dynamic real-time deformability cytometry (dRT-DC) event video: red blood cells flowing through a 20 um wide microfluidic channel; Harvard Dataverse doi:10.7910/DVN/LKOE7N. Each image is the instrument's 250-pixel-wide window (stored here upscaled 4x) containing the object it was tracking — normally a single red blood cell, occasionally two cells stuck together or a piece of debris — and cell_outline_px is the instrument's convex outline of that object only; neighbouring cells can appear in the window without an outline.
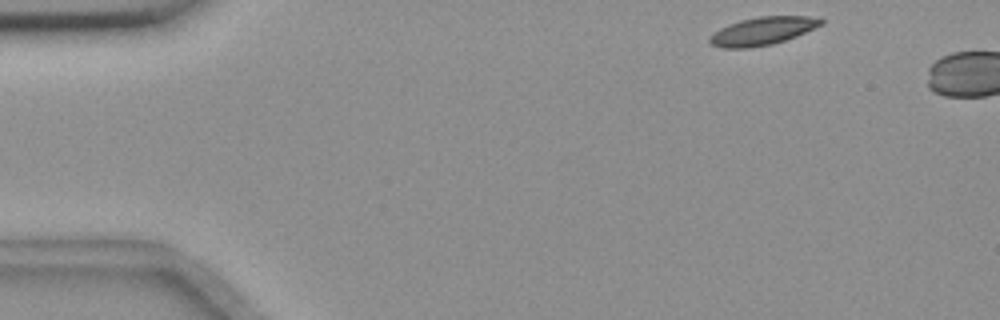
{"species": "common noctule bat (a hibernating species)", "species_latin": "Nyctalus noctula", "temperature_condition": "room temperature", "stored_images_in_passage": 5, "camera_frame_rate_fps": 3000, "um_per_image_px": 0.085, "animal": {"sex": "female", "body_mass_g": 18.4}, "frame": {"image": 1, "passage_image": 2, "time_ms": 0.333, "image_size_px": [1000, 320], "cell_outline_px": [[824, 24], [796, 36], [772, 44], [748, 48], [720, 48], [712, 44], [708, 40], [708, 36], [720, 28], [728, 24], [740, 20], [760, 16], [820, 16], [824, 20]], "centroid_in_image_um": [64.83, 2.62], "position_along_channel_um": 20.2, "area_um2": 18.32}}